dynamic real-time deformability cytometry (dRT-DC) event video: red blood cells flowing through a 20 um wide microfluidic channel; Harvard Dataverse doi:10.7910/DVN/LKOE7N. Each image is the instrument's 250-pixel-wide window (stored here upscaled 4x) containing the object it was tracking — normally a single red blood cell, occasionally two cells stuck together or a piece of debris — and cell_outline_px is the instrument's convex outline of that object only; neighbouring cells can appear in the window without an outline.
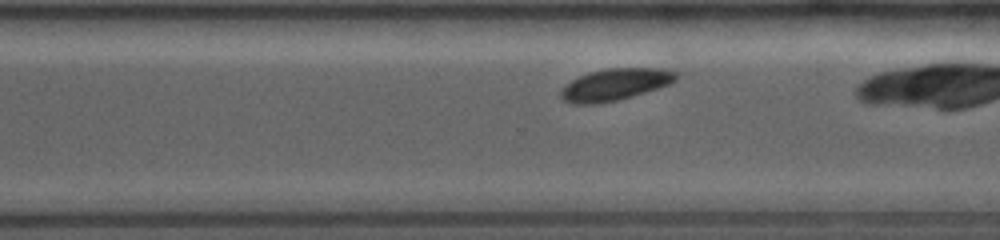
{"species": "common noctule bat (a hibernating species)", "species_latin": "Nyctalus noctula", "temperature_condition": "room temperature", "stored_images_in_passage": 36, "camera_frame_rate_fps": 4000, "um_per_image_px": 0.085, "animal": {"sex": "female", "body_mass_g": 19.0, "forearm_length_mm": 53.3}, "frame": {"image": 1, "passage_image": 26, "time_ms": 6.25, "image_size_px": [1000, 240], "cell_outline_px": [[676, 80], [668, 84], [632, 96], [616, 100], [596, 104], [572, 104], [564, 100], [560, 96], [560, 92], [572, 80], [588, 72], [608, 68], [660, 68], [676, 72]], "centroid_in_image_um": [52.25, 7.18], "position_along_channel_um": 318.3, "area_um2": 20.98}}